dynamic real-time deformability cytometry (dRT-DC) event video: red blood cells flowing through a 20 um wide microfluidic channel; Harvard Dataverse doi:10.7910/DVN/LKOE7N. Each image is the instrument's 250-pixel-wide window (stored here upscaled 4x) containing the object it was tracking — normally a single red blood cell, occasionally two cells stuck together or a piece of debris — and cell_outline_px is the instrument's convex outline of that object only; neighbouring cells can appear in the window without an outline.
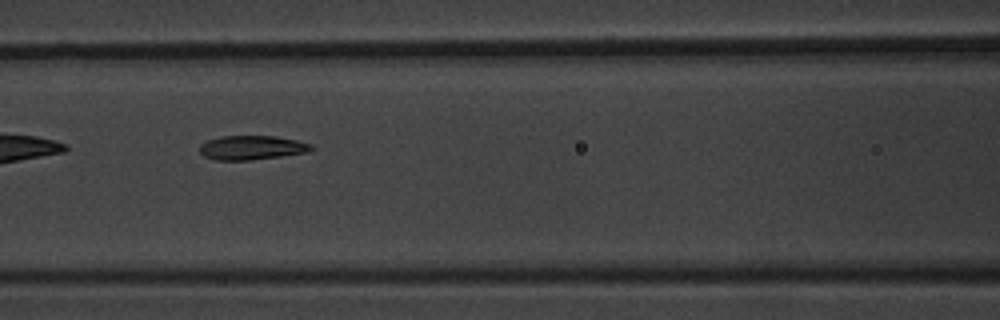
{"species": "common noctule bat (a hibernating species)", "species_latin": "Nyctalus noctula", "temperature_condition": "warm", "stored_images_in_passage": 6, "camera_frame_rate_fps": 3000, "um_per_image_px": 0.085, "animal": {"sex": "male", "body_mass_g": 20.1, "forearm_length_mm": 53.5}, "frame": {"image": 1, "passage_image": 5, "time_ms": 4.333, "image_size_px": [1000, 320], "cell_outline_px": [[316, 148], [308, 152], [280, 156], [248, 160], [216, 160], [204, 156], [200, 152], [200, 144], [208, 140], [220, 136], [276, 136], [296, 140], [312, 144]], "centroid_in_image_um": [21.42, 12.54], "position_along_channel_um": 145.2, "area_um2": 15.72}}
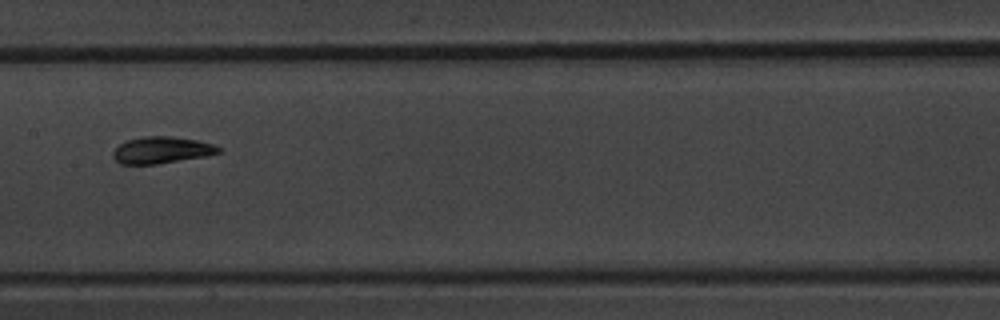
{"frame": {"image": 2, "passage_image": 6, "time_ms": 5.667, "image_size_px": [1000, 320], "cell_outline_px": [[220, 152], [208, 156], [156, 164], [120, 164], [112, 156], [112, 152], [120, 144], [128, 140], [144, 136], [172, 136], [196, 140], [212, 144], [220, 148]], "centroid_in_image_um": [13.73, 12.76], "position_along_channel_um": 193.7, "area_um2": 16.36}}